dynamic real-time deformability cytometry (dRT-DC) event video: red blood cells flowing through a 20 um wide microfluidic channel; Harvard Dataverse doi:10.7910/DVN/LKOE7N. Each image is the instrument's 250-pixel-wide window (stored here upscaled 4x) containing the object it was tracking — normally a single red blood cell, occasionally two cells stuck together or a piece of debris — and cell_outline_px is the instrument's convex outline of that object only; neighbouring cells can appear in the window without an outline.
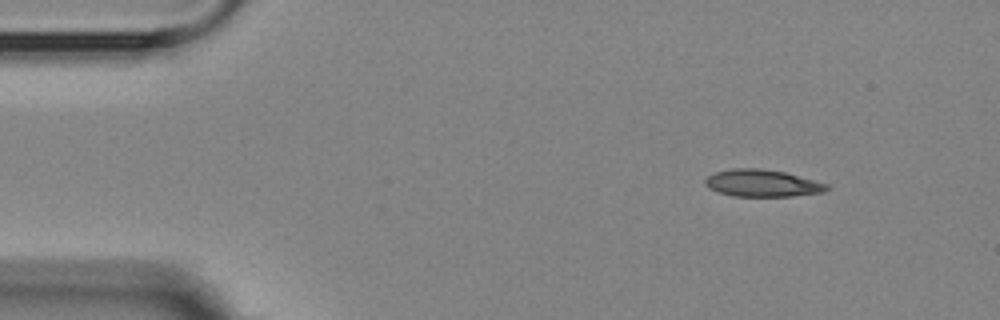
{"species": "Egyptian fruit bat (a non-hibernating species)", "species_latin": "Rousettus aegyptiacus", "temperature_condition": "room temperature", "stored_images_in_passage": 5, "camera_frame_rate_fps": 3000, "um_per_image_px": 0.085, "animal": {"sex": "female"}, "frame": {"image": 1, "passage_image": 1, "time_ms": 0.0, "image_size_px": [1000, 320], "cell_outline_px": [[832, 188], [824, 192], [792, 196], [732, 196], [708, 188], [704, 184], [704, 180], [708, 176], [716, 172], [732, 168], [760, 168], [784, 172], [828, 184]], "centroid_in_image_um": [64.8, 15.57], "position_along_channel_um": 20.2, "area_um2": 19.19}}
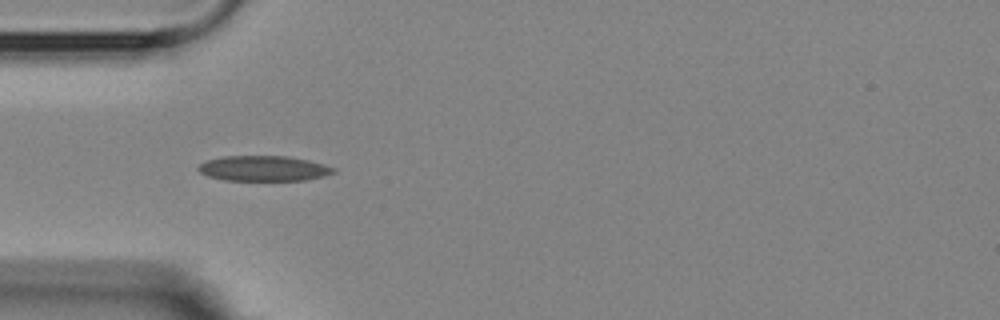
{"frame": {"image": 2, "passage_image": 4, "time_ms": 3.333, "image_size_px": [1000, 320], "cell_outline_px": [[336, 172], [324, 176], [304, 180], [224, 180], [208, 176], [200, 172], [196, 168], [200, 164], [208, 160], [224, 156], [288, 156], [308, 160], [324, 164], [336, 168]], "centroid_in_image_um": [22.43, 14.31], "position_along_channel_um": 62.6, "area_um2": 19.88}}
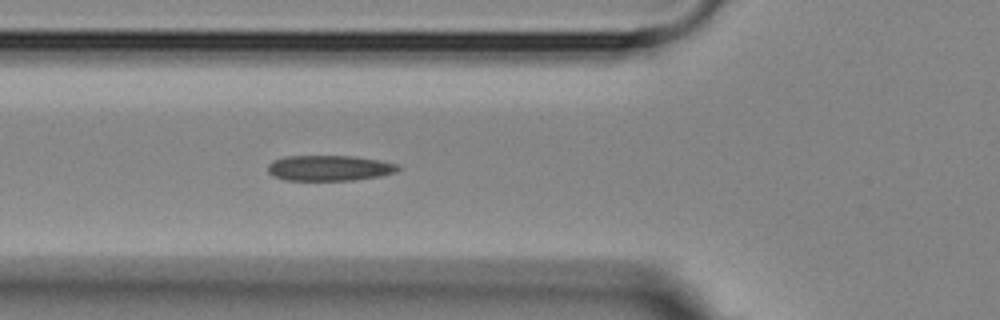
{"frame": {"image": 3, "passage_image": 5, "time_ms": 4.333, "image_size_px": [1000, 320], "cell_outline_px": [[400, 168], [396, 172], [380, 176], [352, 180], [288, 180], [272, 176], [268, 172], [268, 164], [284, 156], [352, 156], [380, 160], [396, 164]], "centroid_in_image_um": [27.99, 14.28], "position_along_channel_um": 97.8, "area_um2": 19.25}}